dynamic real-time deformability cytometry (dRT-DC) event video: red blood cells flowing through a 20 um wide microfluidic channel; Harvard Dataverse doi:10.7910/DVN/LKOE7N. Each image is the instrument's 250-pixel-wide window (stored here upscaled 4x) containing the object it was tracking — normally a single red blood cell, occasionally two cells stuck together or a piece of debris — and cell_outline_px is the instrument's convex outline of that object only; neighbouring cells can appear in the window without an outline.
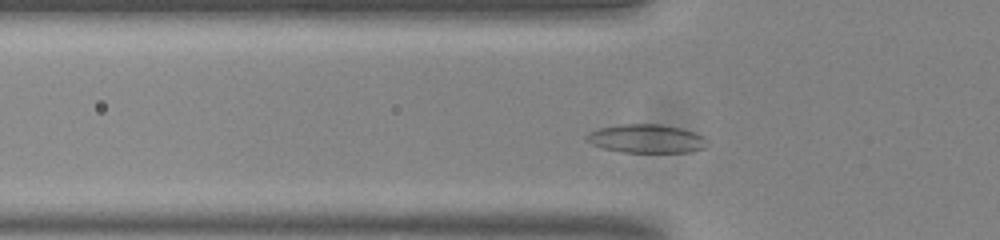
{"species": "common noctule bat (a hibernating species)", "species_latin": "Nyctalus noctula", "temperature_condition": "room temperature", "stored_images_in_passage": 49, "camera_frame_rate_fps": 3000, "um_per_image_px": 0.085, "animal": {"sex": "male", "body_mass_g": 20.0, "forearm_length_mm": 53.3}, "frame": {"image": 1, "passage_image": 12, "time_ms": 3.667, "image_size_px": [1000, 240], "cell_outline_px": [[708, 140], [704, 148], [688, 152], [624, 152], [604, 148], [592, 144], [584, 140], [584, 136], [588, 132], [600, 128], [620, 124], [660, 124], [680, 128], [704, 136]], "centroid_in_image_um": [54.91, 11.78], "position_along_channel_um": 70.9, "area_um2": 20.06}}
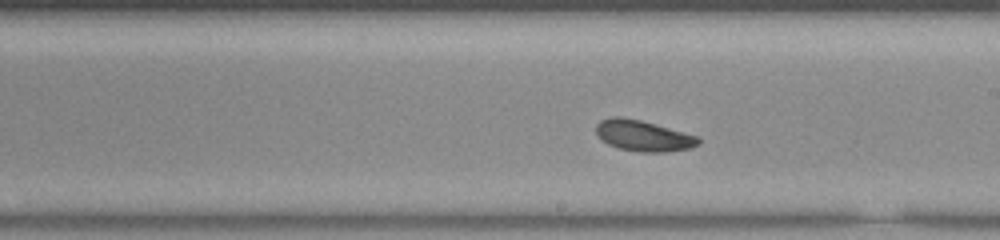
{"frame": {"image": 2, "passage_image": 25, "time_ms": 8.0, "image_size_px": [1000, 240], "cell_outline_px": [[700, 144], [692, 148], [664, 152], [640, 152], [620, 148], [608, 144], [600, 140], [596, 136], [596, 124], [600, 120], [612, 116], [620, 116], [640, 120], [700, 136]], "centroid_in_image_um": [54.67, 11.53], "position_along_channel_um": 234.3, "area_um2": 18.67}}
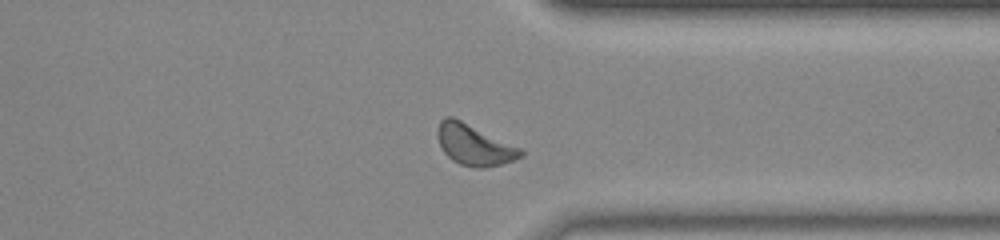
{"frame": {"image": 3, "passage_image": 36, "time_ms": 11.667, "image_size_px": [1000, 240], "cell_outline_px": [[524, 156], [500, 164], [484, 168], [476, 168], [460, 164], [452, 160], [444, 152], [436, 136], [436, 132], [440, 120], [444, 116], [452, 116], [520, 148], [524, 152]], "centroid_in_image_um": [40.27, 12.31], "position_along_channel_um": 371.1, "area_um2": 19.59}, "authors_computed_cell_mechanics": {"area_um2": 18.6694, "velocity_mm_per_s": 3.7763, "shape_relaxation_time_tau1_ms": 1.4887, "shape_relaxation_time_tau2_ms": 8.1704, "deformation_change_tau1": 0.0547, "deformation_change_tau2": 0.1257}}